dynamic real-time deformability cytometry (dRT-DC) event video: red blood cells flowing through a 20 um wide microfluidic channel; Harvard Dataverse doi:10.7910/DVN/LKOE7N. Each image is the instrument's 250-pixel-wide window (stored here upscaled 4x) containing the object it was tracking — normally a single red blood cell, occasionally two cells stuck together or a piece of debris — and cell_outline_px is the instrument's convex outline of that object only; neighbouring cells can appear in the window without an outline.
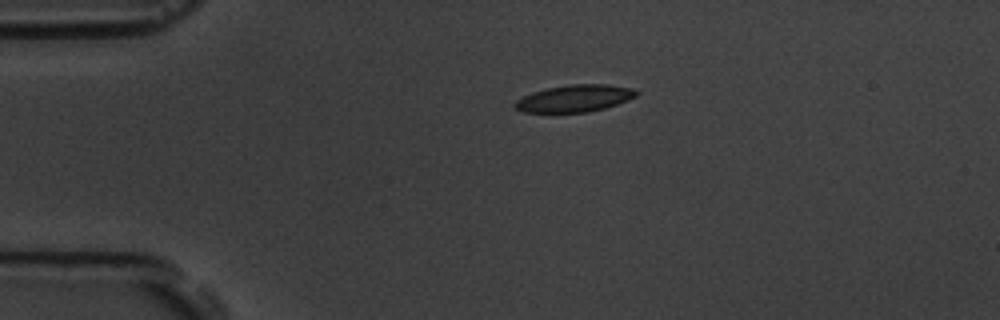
{"species": "common noctule bat (a hibernating species)", "species_latin": "Nyctalus noctula", "temperature_condition": "room temperature", "stored_images_in_passage": 2, "camera_frame_rate_fps": 3000, "um_per_image_px": 0.085, "animal": {"sex": "male", "body_mass_g": 19.5, "forearm_length_mm": 54.6}, "frame": {"image": 1, "passage_image": 1, "time_ms": 0.0, "image_size_px": [1000, 320], "cell_outline_px": [[640, 92], [636, 96], [628, 100], [604, 108], [588, 112], [524, 112], [512, 108], [512, 104], [516, 100], [532, 92], [548, 88], [568, 84], [608, 84], [632, 88]], "centroid_in_image_um": [48.82, 8.36], "position_along_channel_um": 36.2, "area_um2": 19.19}}